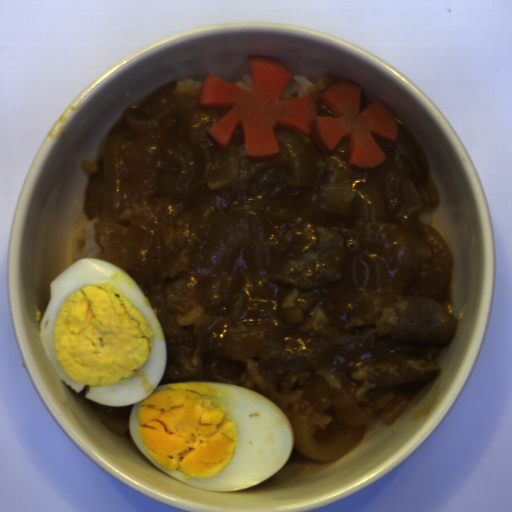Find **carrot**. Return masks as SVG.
Segmentation results:
<instances>
[{
  "instance_id": "1",
  "label": "carrot",
  "mask_w": 512,
  "mask_h": 512,
  "mask_svg": "<svg viewBox=\"0 0 512 512\" xmlns=\"http://www.w3.org/2000/svg\"><path fill=\"white\" fill-rule=\"evenodd\" d=\"M248 59L251 90L210 73L199 90L197 107L201 110L232 108L206 132L219 149L226 152L241 119L248 162L280 157L277 127L297 131L326 155H332L348 138L345 167L356 173L377 169L388 159L374 136L394 145L399 140V122L390 106L378 97L361 111V84L342 80L318 93L337 115L319 116L316 95L282 98L292 82V69L271 56L248 55Z\"/></svg>"
}]
</instances>
